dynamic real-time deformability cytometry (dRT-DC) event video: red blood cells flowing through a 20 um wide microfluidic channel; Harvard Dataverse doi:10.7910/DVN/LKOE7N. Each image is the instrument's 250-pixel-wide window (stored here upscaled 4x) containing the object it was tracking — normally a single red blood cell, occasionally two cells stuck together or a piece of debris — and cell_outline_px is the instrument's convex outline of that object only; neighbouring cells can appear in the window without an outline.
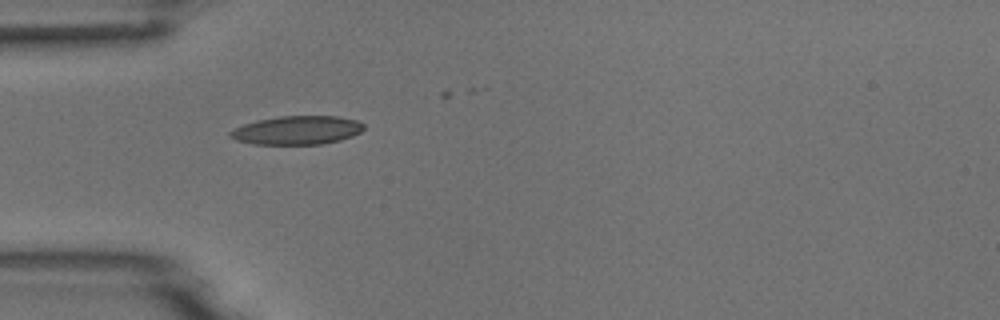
{"species": "common noctule bat (a hibernating species)", "species_latin": "Nyctalus noctula", "temperature_condition": "room temperature", "stored_images_in_passage": 2, "camera_frame_rate_fps": 3000, "um_per_image_px": 0.085, "animal": {"sex": "male", "body_mass_g": 18.8}, "frame": {"image": 1, "passage_image": 1, "time_ms": 0.0, "image_size_px": [1000, 320], "cell_outline_px": [[364, 128], [360, 132], [352, 136], [340, 140], [320, 144], [252, 144], [236, 140], [228, 136], [228, 132], [244, 124], [256, 120], [280, 116], [336, 116], [356, 120], [364, 124]], "centroid_in_image_um": [25.23, 11.07], "position_along_channel_um": 59.8, "area_um2": 22.25}}